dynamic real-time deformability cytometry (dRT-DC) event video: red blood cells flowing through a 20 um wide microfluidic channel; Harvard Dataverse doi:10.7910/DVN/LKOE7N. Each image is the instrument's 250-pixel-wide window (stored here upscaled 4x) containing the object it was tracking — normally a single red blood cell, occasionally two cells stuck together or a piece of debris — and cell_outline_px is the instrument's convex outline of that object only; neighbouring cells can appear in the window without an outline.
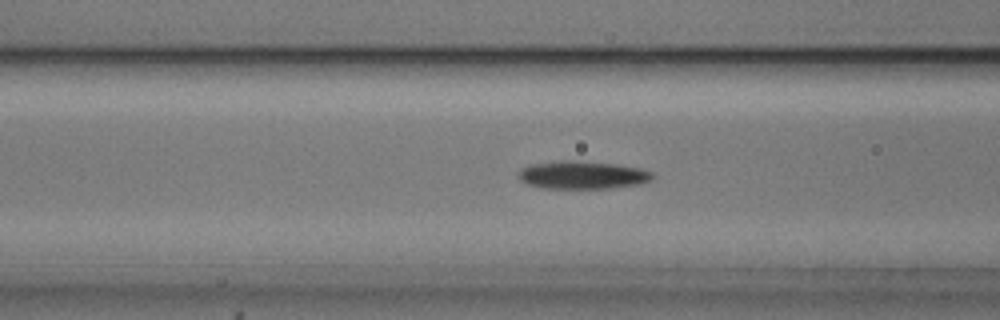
{"species": "common noctule bat (a hibernating species)", "species_latin": "Nyctalus noctula", "temperature_condition": "cold", "stored_images_in_passage": 54, "camera_frame_rate_fps": 3000, "um_per_image_px": 0.085, "animal": {"sex": "male", "body_mass_g": 20.5, "forearm_length_mm": 52.5}, "frame": {"image": 1, "passage_image": 21, "time_ms": 6.667, "image_size_px": [1000, 320], "cell_outline_px": [[656, 176], [652, 180], [640, 184], [608, 188], [544, 188], [528, 184], [520, 180], [516, 176], [516, 172], [520, 168], [528, 164], [560, 160], [572, 160], [612, 164], [640, 168], [652, 172]], "centroid_in_image_um": [49.45, 14.87], "position_along_channel_um": 117.1, "area_um2": 22.02}}
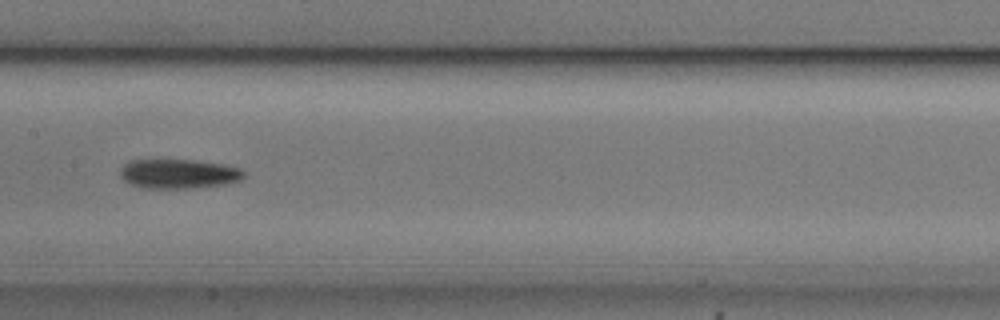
{"frame": {"image": 2, "passage_image": 27, "time_ms": 8.667, "image_size_px": [1000, 320], "cell_outline_px": [[244, 176], [240, 180], [224, 184], [196, 188], [140, 188], [124, 180], [120, 176], [120, 168], [128, 160], [196, 160], [224, 164], [240, 168], [244, 172]], "centroid_in_image_um": [15.17, 14.77], "position_along_channel_um": 192.2, "area_um2": 21.33}}
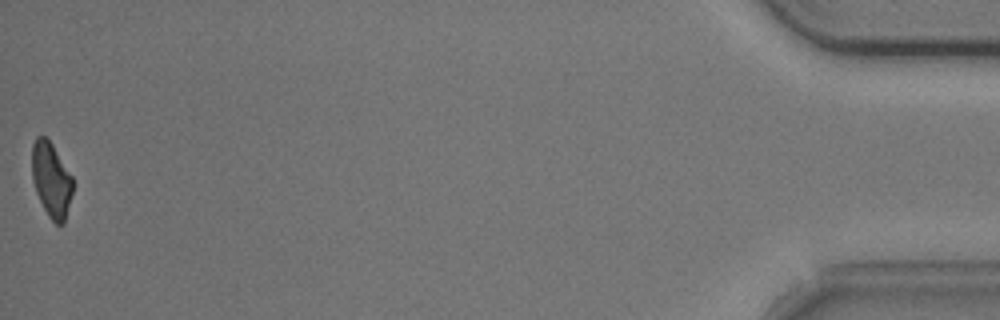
{"frame": {"image": 3, "passage_image": 54, "time_ms": 17.667, "image_size_px": [1000, 320], "cell_outline_px": [[72, 192], [64, 224], [56, 224], [48, 216], [36, 192], [32, 180], [32, 144], [36, 136], [44, 136], [52, 144], [72, 176]], "centroid_in_image_um": [4.34, 15.27], "position_along_channel_um": 430.9, "area_um2": 17.63}, "authors_computed_cell_mechanics": {"area_um2": 20.0855, "velocity_mm_per_s": 3.7378, "shape_relaxation_time_tau1_ms": 2.5356, "shape_relaxation_time_tau2_ms": null, "deformation_change_tau1": 0.1191, "deformation_change_tau2": null}}